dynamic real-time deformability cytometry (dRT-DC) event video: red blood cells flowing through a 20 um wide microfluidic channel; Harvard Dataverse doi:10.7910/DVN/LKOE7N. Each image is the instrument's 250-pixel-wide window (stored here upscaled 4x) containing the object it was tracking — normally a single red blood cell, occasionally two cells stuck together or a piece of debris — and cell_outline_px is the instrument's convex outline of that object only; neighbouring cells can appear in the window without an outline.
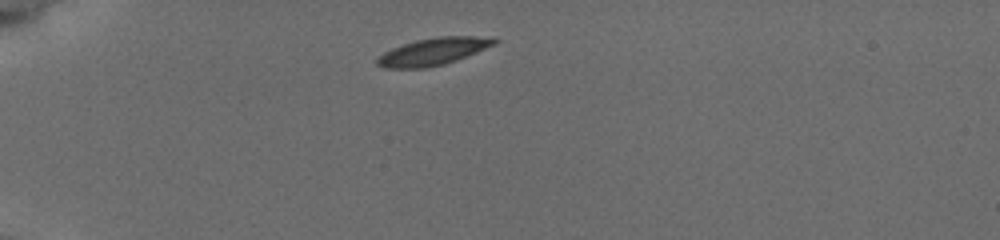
{"species": "common noctule bat (a hibernating species)", "species_latin": "Nyctalus noctula", "temperature_condition": "cold", "stored_images_in_passage": 3, "camera_frame_rate_fps": 3000, "um_per_image_px": 0.085, "animal": {"sex": "female", "body_mass_g": 19.5, "forearm_length_mm": 54.1}, "frame": {"image": 1, "passage_image": 1, "time_ms": 0.0, "image_size_px": [1000, 240], "cell_outline_px": [[500, 40], [496, 44], [476, 52], [444, 64], [424, 68], [388, 68], [376, 64], [376, 60], [384, 52], [392, 48], [416, 40], [436, 36], [496, 36]], "centroid_in_image_um": [36.89, 4.35], "position_along_channel_um": 48.1, "area_um2": 18.55}}
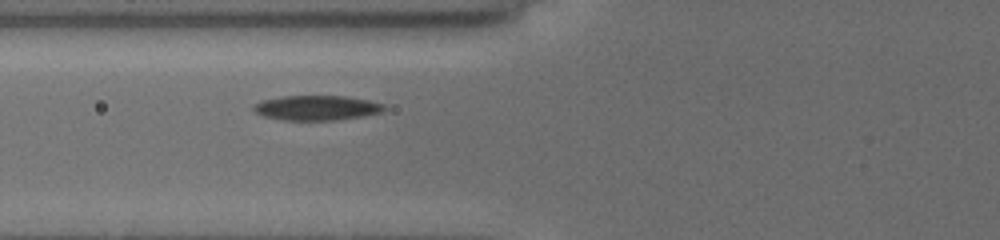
{"frame": {"image": 2, "passage_image": 3, "time_ms": 2.333, "image_size_px": [1000, 240], "cell_outline_px": [[388, 108], [380, 112], [364, 116], [332, 120], [284, 120], [264, 116], [256, 112], [252, 108], [252, 104], [260, 100], [280, 96], [344, 96], [368, 100], [384, 104]], "centroid_in_image_um": [26.89, 9.16], "position_along_channel_um": 98.9, "area_um2": 18.96}}